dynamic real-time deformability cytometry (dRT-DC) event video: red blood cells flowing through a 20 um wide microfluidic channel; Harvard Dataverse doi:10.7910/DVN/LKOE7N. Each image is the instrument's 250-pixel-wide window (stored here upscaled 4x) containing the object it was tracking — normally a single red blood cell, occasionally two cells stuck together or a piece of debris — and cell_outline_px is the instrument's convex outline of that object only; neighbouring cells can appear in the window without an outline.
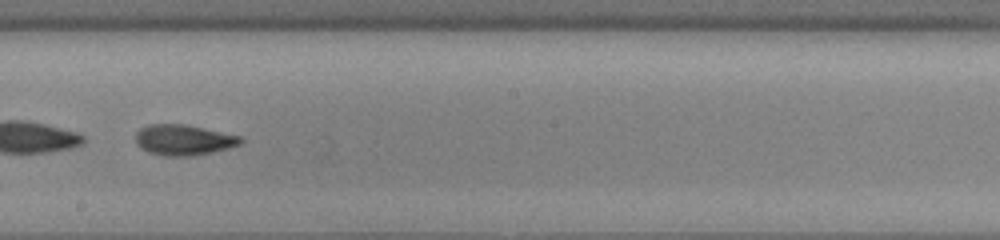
{"species": "common noctule bat (a hibernating species)", "species_latin": "Nyctalus noctula", "temperature_condition": "cold", "stored_images_in_passage": 53, "camera_frame_rate_fps": 3000, "um_per_image_px": 0.085, "animal": {"sex": "male", "body_mass_g": 13.0, "forearm_length_mm": 53.1}, "frame": {"image": 1, "passage_image": 33, "time_ms": 10.667, "image_size_px": [1000, 240], "cell_outline_px": [[244, 140], [240, 144], [228, 148], [212, 152], [192, 156], [164, 156], [148, 152], [140, 148], [136, 144], [136, 132], [140, 128], [148, 124], [184, 124], [244, 136]], "centroid_in_image_um": [15.61, 11.89], "position_along_channel_um": 232.6, "area_um2": 18.96}, "authors_computed_cell_mechanics": {"area_um2": 19.0162, "velocity_mm_per_s": 3.8675, "shape_relaxation_time_tau1_ms": 3.3986, "shape_relaxation_time_tau2_ms": 2.1796, "deformation_change_tau1": 0.1397, "deformation_change_tau2": 0.0897}}